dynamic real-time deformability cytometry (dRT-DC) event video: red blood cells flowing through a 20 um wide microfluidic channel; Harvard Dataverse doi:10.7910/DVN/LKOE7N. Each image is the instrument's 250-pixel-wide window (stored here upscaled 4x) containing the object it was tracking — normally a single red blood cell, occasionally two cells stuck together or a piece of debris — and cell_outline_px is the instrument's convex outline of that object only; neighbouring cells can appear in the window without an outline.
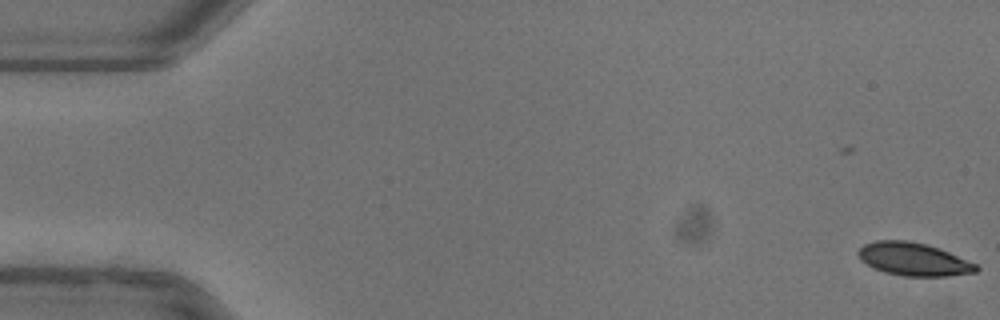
{"species": "common noctule bat (a hibernating species)", "species_latin": "Nyctalus noctula", "temperature_condition": "warm", "stored_images_in_passage": 52, "camera_frame_rate_fps": 3000, "um_per_image_px": 0.085, "animal": {"sex": "female"}, "frame": {"image": 1, "passage_image": 1, "time_ms": 0.0, "image_size_px": [1000, 320], "cell_outline_px": [[980, 268], [976, 272], [948, 276], [904, 276], [884, 272], [872, 268], [860, 260], [856, 252], [864, 244], [876, 240], [908, 240], [924, 244], [948, 252], [976, 264]], "centroid_in_image_um": [77.6, 22.04], "position_along_channel_um": 7.4, "area_um2": 22.6}}
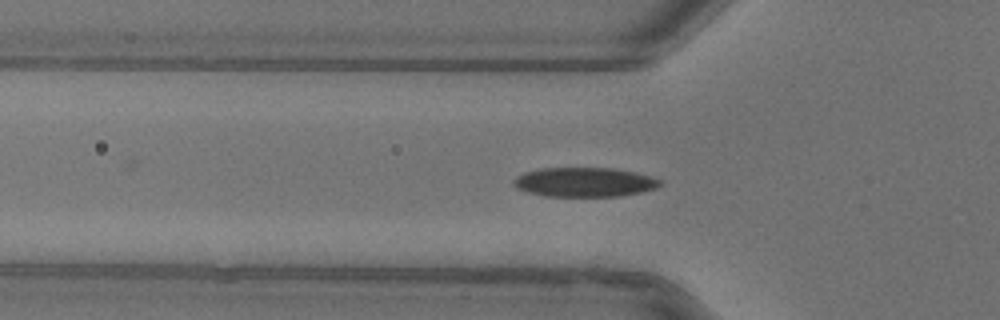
{"frame": {"image": 2, "passage_image": 18, "time_ms": 5.667, "image_size_px": [1000, 320], "cell_outline_px": [[664, 184], [656, 188], [640, 192], [620, 196], [544, 196], [528, 192], [516, 188], [512, 184], [512, 180], [516, 176], [524, 172], [540, 168], [612, 168], [636, 172], [660, 180]], "centroid_in_image_um": [49.64, 15.48], "position_along_channel_um": 76.2, "area_um2": 25.14}}
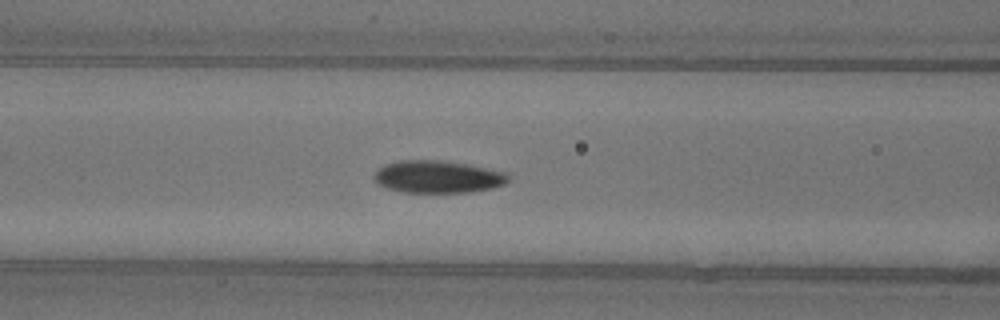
{"frame": {"image": 3, "passage_image": 22, "time_ms": 7.0, "image_size_px": [1000, 320], "cell_outline_px": [[508, 180], [504, 184], [492, 188], [468, 192], [404, 192], [388, 188], [380, 184], [376, 180], [376, 172], [384, 164], [400, 160], [436, 160], [464, 164], [508, 172]], "centroid_in_image_um": [37.24, 15.02], "position_along_channel_um": 129.4, "area_um2": 24.85}, "authors_computed_cell_mechanics": {"area_um2": 24.3338, "velocity_mm_per_s": 3.9255, "shape_relaxation_time_tau1_ms": 4.4493, "shape_relaxation_time_tau2_ms": 1.5703, "deformation_change_tau1": 0.1687, "deformation_change_tau2": 0.0591}}